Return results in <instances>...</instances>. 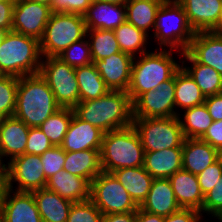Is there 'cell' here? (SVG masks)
<instances>
[{
    "mask_svg": "<svg viewBox=\"0 0 222 222\" xmlns=\"http://www.w3.org/2000/svg\"><path fill=\"white\" fill-rule=\"evenodd\" d=\"M143 167L154 179H168L182 169V148L145 152Z\"/></svg>",
    "mask_w": 222,
    "mask_h": 222,
    "instance_id": "d4e9b609",
    "label": "cell"
},
{
    "mask_svg": "<svg viewBox=\"0 0 222 222\" xmlns=\"http://www.w3.org/2000/svg\"><path fill=\"white\" fill-rule=\"evenodd\" d=\"M60 108L40 73L19 77L13 116L37 128Z\"/></svg>",
    "mask_w": 222,
    "mask_h": 222,
    "instance_id": "7a4b0ae2",
    "label": "cell"
},
{
    "mask_svg": "<svg viewBox=\"0 0 222 222\" xmlns=\"http://www.w3.org/2000/svg\"><path fill=\"white\" fill-rule=\"evenodd\" d=\"M104 132L89 122L79 119L73 112L72 120L61 145L65 152L87 149L101 150Z\"/></svg>",
    "mask_w": 222,
    "mask_h": 222,
    "instance_id": "2e32d148",
    "label": "cell"
},
{
    "mask_svg": "<svg viewBox=\"0 0 222 222\" xmlns=\"http://www.w3.org/2000/svg\"><path fill=\"white\" fill-rule=\"evenodd\" d=\"M73 112L104 133L133 125V105L125 91L110 90L97 99L79 102Z\"/></svg>",
    "mask_w": 222,
    "mask_h": 222,
    "instance_id": "6da1fadb",
    "label": "cell"
},
{
    "mask_svg": "<svg viewBox=\"0 0 222 222\" xmlns=\"http://www.w3.org/2000/svg\"><path fill=\"white\" fill-rule=\"evenodd\" d=\"M104 215L90 200L74 202L66 222H103Z\"/></svg>",
    "mask_w": 222,
    "mask_h": 222,
    "instance_id": "f35d334b",
    "label": "cell"
},
{
    "mask_svg": "<svg viewBox=\"0 0 222 222\" xmlns=\"http://www.w3.org/2000/svg\"><path fill=\"white\" fill-rule=\"evenodd\" d=\"M93 0H51L52 13H72L84 15Z\"/></svg>",
    "mask_w": 222,
    "mask_h": 222,
    "instance_id": "7bdbcfd3",
    "label": "cell"
},
{
    "mask_svg": "<svg viewBox=\"0 0 222 222\" xmlns=\"http://www.w3.org/2000/svg\"><path fill=\"white\" fill-rule=\"evenodd\" d=\"M7 164L8 188L13 189L12 182H17L15 191L20 192H33L46 187L47 179L40 155H19Z\"/></svg>",
    "mask_w": 222,
    "mask_h": 222,
    "instance_id": "7c38bea8",
    "label": "cell"
},
{
    "mask_svg": "<svg viewBox=\"0 0 222 222\" xmlns=\"http://www.w3.org/2000/svg\"><path fill=\"white\" fill-rule=\"evenodd\" d=\"M165 0H128L125 3L126 21L148 34L154 29L157 12Z\"/></svg>",
    "mask_w": 222,
    "mask_h": 222,
    "instance_id": "f546056e",
    "label": "cell"
},
{
    "mask_svg": "<svg viewBox=\"0 0 222 222\" xmlns=\"http://www.w3.org/2000/svg\"><path fill=\"white\" fill-rule=\"evenodd\" d=\"M90 200L103 215L137 211L139 208L116 177L104 171L91 182Z\"/></svg>",
    "mask_w": 222,
    "mask_h": 222,
    "instance_id": "30bf717a",
    "label": "cell"
},
{
    "mask_svg": "<svg viewBox=\"0 0 222 222\" xmlns=\"http://www.w3.org/2000/svg\"><path fill=\"white\" fill-rule=\"evenodd\" d=\"M137 211L104 215L103 222H136Z\"/></svg>",
    "mask_w": 222,
    "mask_h": 222,
    "instance_id": "681fc988",
    "label": "cell"
},
{
    "mask_svg": "<svg viewBox=\"0 0 222 222\" xmlns=\"http://www.w3.org/2000/svg\"><path fill=\"white\" fill-rule=\"evenodd\" d=\"M18 80L19 77L11 75L0 80V118L14 115Z\"/></svg>",
    "mask_w": 222,
    "mask_h": 222,
    "instance_id": "8d00e7d4",
    "label": "cell"
},
{
    "mask_svg": "<svg viewBox=\"0 0 222 222\" xmlns=\"http://www.w3.org/2000/svg\"><path fill=\"white\" fill-rule=\"evenodd\" d=\"M29 128L15 116L0 118V162L3 157H14L25 154Z\"/></svg>",
    "mask_w": 222,
    "mask_h": 222,
    "instance_id": "e0dca14e",
    "label": "cell"
},
{
    "mask_svg": "<svg viewBox=\"0 0 222 222\" xmlns=\"http://www.w3.org/2000/svg\"><path fill=\"white\" fill-rule=\"evenodd\" d=\"M160 49V51H159ZM155 52L144 53L140 59L134 57L130 83L127 90L132 103L143 93L154 90L172 78L181 68L172 57V49L159 48ZM137 60V61H136Z\"/></svg>",
    "mask_w": 222,
    "mask_h": 222,
    "instance_id": "3957f363",
    "label": "cell"
},
{
    "mask_svg": "<svg viewBox=\"0 0 222 222\" xmlns=\"http://www.w3.org/2000/svg\"><path fill=\"white\" fill-rule=\"evenodd\" d=\"M212 147L219 150L222 148V120L213 121L212 125L206 130L200 138Z\"/></svg>",
    "mask_w": 222,
    "mask_h": 222,
    "instance_id": "bcb514c9",
    "label": "cell"
},
{
    "mask_svg": "<svg viewBox=\"0 0 222 222\" xmlns=\"http://www.w3.org/2000/svg\"><path fill=\"white\" fill-rule=\"evenodd\" d=\"M14 5L15 0L0 2V28L5 31H12Z\"/></svg>",
    "mask_w": 222,
    "mask_h": 222,
    "instance_id": "7dc6e473",
    "label": "cell"
},
{
    "mask_svg": "<svg viewBox=\"0 0 222 222\" xmlns=\"http://www.w3.org/2000/svg\"><path fill=\"white\" fill-rule=\"evenodd\" d=\"M186 52L197 62L222 75V33L196 32Z\"/></svg>",
    "mask_w": 222,
    "mask_h": 222,
    "instance_id": "9a60e30c",
    "label": "cell"
},
{
    "mask_svg": "<svg viewBox=\"0 0 222 222\" xmlns=\"http://www.w3.org/2000/svg\"><path fill=\"white\" fill-rule=\"evenodd\" d=\"M133 60V56L118 52L103 60L94 61L93 64L111 91L127 92Z\"/></svg>",
    "mask_w": 222,
    "mask_h": 222,
    "instance_id": "5bb4252c",
    "label": "cell"
},
{
    "mask_svg": "<svg viewBox=\"0 0 222 222\" xmlns=\"http://www.w3.org/2000/svg\"><path fill=\"white\" fill-rule=\"evenodd\" d=\"M53 147L49 138L37 127H30L25 154L42 155Z\"/></svg>",
    "mask_w": 222,
    "mask_h": 222,
    "instance_id": "60d3db41",
    "label": "cell"
},
{
    "mask_svg": "<svg viewBox=\"0 0 222 222\" xmlns=\"http://www.w3.org/2000/svg\"><path fill=\"white\" fill-rule=\"evenodd\" d=\"M222 176V164L219 160L209 165L204 171L197 175L201 192L206 195L217 185Z\"/></svg>",
    "mask_w": 222,
    "mask_h": 222,
    "instance_id": "ee69618b",
    "label": "cell"
},
{
    "mask_svg": "<svg viewBox=\"0 0 222 222\" xmlns=\"http://www.w3.org/2000/svg\"><path fill=\"white\" fill-rule=\"evenodd\" d=\"M217 219L222 222V214Z\"/></svg>",
    "mask_w": 222,
    "mask_h": 222,
    "instance_id": "94428289",
    "label": "cell"
},
{
    "mask_svg": "<svg viewBox=\"0 0 222 222\" xmlns=\"http://www.w3.org/2000/svg\"><path fill=\"white\" fill-rule=\"evenodd\" d=\"M58 57L73 68L93 63L89 40L87 41L86 37L72 43Z\"/></svg>",
    "mask_w": 222,
    "mask_h": 222,
    "instance_id": "74e56055",
    "label": "cell"
},
{
    "mask_svg": "<svg viewBox=\"0 0 222 222\" xmlns=\"http://www.w3.org/2000/svg\"><path fill=\"white\" fill-rule=\"evenodd\" d=\"M218 160L220 161V163L222 164V148H220L218 150Z\"/></svg>",
    "mask_w": 222,
    "mask_h": 222,
    "instance_id": "6f0895ef",
    "label": "cell"
},
{
    "mask_svg": "<svg viewBox=\"0 0 222 222\" xmlns=\"http://www.w3.org/2000/svg\"><path fill=\"white\" fill-rule=\"evenodd\" d=\"M46 58V59H44ZM39 69L61 108H74L80 102L75 68L59 57H43Z\"/></svg>",
    "mask_w": 222,
    "mask_h": 222,
    "instance_id": "9c48e42d",
    "label": "cell"
},
{
    "mask_svg": "<svg viewBox=\"0 0 222 222\" xmlns=\"http://www.w3.org/2000/svg\"><path fill=\"white\" fill-rule=\"evenodd\" d=\"M42 222H66L73 202L60 197L56 192L42 188L33 191Z\"/></svg>",
    "mask_w": 222,
    "mask_h": 222,
    "instance_id": "484cf974",
    "label": "cell"
},
{
    "mask_svg": "<svg viewBox=\"0 0 222 222\" xmlns=\"http://www.w3.org/2000/svg\"><path fill=\"white\" fill-rule=\"evenodd\" d=\"M83 16L87 30H115L126 21V8L124 4L93 0Z\"/></svg>",
    "mask_w": 222,
    "mask_h": 222,
    "instance_id": "ffe728a7",
    "label": "cell"
},
{
    "mask_svg": "<svg viewBox=\"0 0 222 222\" xmlns=\"http://www.w3.org/2000/svg\"><path fill=\"white\" fill-rule=\"evenodd\" d=\"M133 118L178 116L175 108V75L154 90L141 94L133 103Z\"/></svg>",
    "mask_w": 222,
    "mask_h": 222,
    "instance_id": "8fae6325",
    "label": "cell"
},
{
    "mask_svg": "<svg viewBox=\"0 0 222 222\" xmlns=\"http://www.w3.org/2000/svg\"><path fill=\"white\" fill-rule=\"evenodd\" d=\"M149 213L168 216L178 211V205L169 179H153L146 199L139 206Z\"/></svg>",
    "mask_w": 222,
    "mask_h": 222,
    "instance_id": "603a6c76",
    "label": "cell"
},
{
    "mask_svg": "<svg viewBox=\"0 0 222 222\" xmlns=\"http://www.w3.org/2000/svg\"><path fill=\"white\" fill-rule=\"evenodd\" d=\"M41 60L39 40L14 31L5 33L0 43V69L5 75L39 73Z\"/></svg>",
    "mask_w": 222,
    "mask_h": 222,
    "instance_id": "5b68a950",
    "label": "cell"
},
{
    "mask_svg": "<svg viewBox=\"0 0 222 222\" xmlns=\"http://www.w3.org/2000/svg\"><path fill=\"white\" fill-rule=\"evenodd\" d=\"M72 117V108H60L38 128L49 138L53 146H61Z\"/></svg>",
    "mask_w": 222,
    "mask_h": 222,
    "instance_id": "d590c367",
    "label": "cell"
},
{
    "mask_svg": "<svg viewBox=\"0 0 222 222\" xmlns=\"http://www.w3.org/2000/svg\"><path fill=\"white\" fill-rule=\"evenodd\" d=\"M8 190V171L7 164L0 162V203L5 197V194Z\"/></svg>",
    "mask_w": 222,
    "mask_h": 222,
    "instance_id": "f907efd6",
    "label": "cell"
},
{
    "mask_svg": "<svg viewBox=\"0 0 222 222\" xmlns=\"http://www.w3.org/2000/svg\"><path fill=\"white\" fill-rule=\"evenodd\" d=\"M65 157L66 152L61 146H53L40 156L46 179H49L52 175L63 170Z\"/></svg>",
    "mask_w": 222,
    "mask_h": 222,
    "instance_id": "ab89813d",
    "label": "cell"
},
{
    "mask_svg": "<svg viewBox=\"0 0 222 222\" xmlns=\"http://www.w3.org/2000/svg\"><path fill=\"white\" fill-rule=\"evenodd\" d=\"M182 57L191 62V67L184 66L182 61L181 67L196 82L205 97L222 93V75L210 66L197 63L187 52H183Z\"/></svg>",
    "mask_w": 222,
    "mask_h": 222,
    "instance_id": "f1b7e54d",
    "label": "cell"
},
{
    "mask_svg": "<svg viewBox=\"0 0 222 222\" xmlns=\"http://www.w3.org/2000/svg\"><path fill=\"white\" fill-rule=\"evenodd\" d=\"M195 32L212 31L219 22L222 0H177Z\"/></svg>",
    "mask_w": 222,
    "mask_h": 222,
    "instance_id": "ac0fdd59",
    "label": "cell"
},
{
    "mask_svg": "<svg viewBox=\"0 0 222 222\" xmlns=\"http://www.w3.org/2000/svg\"><path fill=\"white\" fill-rule=\"evenodd\" d=\"M154 37L158 45L186 52L196 32L191 27L183 6L177 0H165L156 15ZM157 39V40H156ZM180 47V48H179Z\"/></svg>",
    "mask_w": 222,
    "mask_h": 222,
    "instance_id": "8992f818",
    "label": "cell"
},
{
    "mask_svg": "<svg viewBox=\"0 0 222 222\" xmlns=\"http://www.w3.org/2000/svg\"><path fill=\"white\" fill-rule=\"evenodd\" d=\"M114 31L115 37L119 44L121 52L127 53L133 57H137V53L142 55L146 53L148 34L136 28L131 23L125 21Z\"/></svg>",
    "mask_w": 222,
    "mask_h": 222,
    "instance_id": "836d02e7",
    "label": "cell"
},
{
    "mask_svg": "<svg viewBox=\"0 0 222 222\" xmlns=\"http://www.w3.org/2000/svg\"><path fill=\"white\" fill-rule=\"evenodd\" d=\"M200 212L211 214L218 218L222 214V176L217 185L204 195V202Z\"/></svg>",
    "mask_w": 222,
    "mask_h": 222,
    "instance_id": "b9f144b4",
    "label": "cell"
},
{
    "mask_svg": "<svg viewBox=\"0 0 222 222\" xmlns=\"http://www.w3.org/2000/svg\"><path fill=\"white\" fill-rule=\"evenodd\" d=\"M144 154L140 135L133 125L103 135L100 156L104 172L143 166Z\"/></svg>",
    "mask_w": 222,
    "mask_h": 222,
    "instance_id": "277c9868",
    "label": "cell"
},
{
    "mask_svg": "<svg viewBox=\"0 0 222 222\" xmlns=\"http://www.w3.org/2000/svg\"><path fill=\"white\" fill-rule=\"evenodd\" d=\"M75 72L79 85L80 102L97 99L110 91L93 63L77 67Z\"/></svg>",
    "mask_w": 222,
    "mask_h": 222,
    "instance_id": "4dcf8cb0",
    "label": "cell"
},
{
    "mask_svg": "<svg viewBox=\"0 0 222 222\" xmlns=\"http://www.w3.org/2000/svg\"><path fill=\"white\" fill-rule=\"evenodd\" d=\"M218 160V150L199 138H185L182 145V168L200 174Z\"/></svg>",
    "mask_w": 222,
    "mask_h": 222,
    "instance_id": "44dd1931",
    "label": "cell"
},
{
    "mask_svg": "<svg viewBox=\"0 0 222 222\" xmlns=\"http://www.w3.org/2000/svg\"><path fill=\"white\" fill-rule=\"evenodd\" d=\"M196 82L181 67L175 74V108L187 109L205 102Z\"/></svg>",
    "mask_w": 222,
    "mask_h": 222,
    "instance_id": "1f68e13d",
    "label": "cell"
},
{
    "mask_svg": "<svg viewBox=\"0 0 222 222\" xmlns=\"http://www.w3.org/2000/svg\"><path fill=\"white\" fill-rule=\"evenodd\" d=\"M168 179L172 185L175 199L181 208L201 211L204 195L201 192L197 175L182 168Z\"/></svg>",
    "mask_w": 222,
    "mask_h": 222,
    "instance_id": "7402d4cb",
    "label": "cell"
},
{
    "mask_svg": "<svg viewBox=\"0 0 222 222\" xmlns=\"http://www.w3.org/2000/svg\"><path fill=\"white\" fill-rule=\"evenodd\" d=\"M204 104L213 121L222 120V93L207 96Z\"/></svg>",
    "mask_w": 222,
    "mask_h": 222,
    "instance_id": "c3c4849f",
    "label": "cell"
},
{
    "mask_svg": "<svg viewBox=\"0 0 222 222\" xmlns=\"http://www.w3.org/2000/svg\"><path fill=\"white\" fill-rule=\"evenodd\" d=\"M29 1L38 2V3L49 5V6H50V2H51V0H29Z\"/></svg>",
    "mask_w": 222,
    "mask_h": 222,
    "instance_id": "9f6ffc18",
    "label": "cell"
},
{
    "mask_svg": "<svg viewBox=\"0 0 222 222\" xmlns=\"http://www.w3.org/2000/svg\"><path fill=\"white\" fill-rule=\"evenodd\" d=\"M84 16L72 13H52L39 41L42 57H58L72 43L86 37Z\"/></svg>",
    "mask_w": 222,
    "mask_h": 222,
    "instance_id": "52a82bcc",
    "label": "cell"
},
{
    "mask_svg": "<svg viewBox=\"0 0 222 222\" xmlns=\"http://www.w3.org/2000/svg\"><path fill=\"white\" fill-rule=\"evenodd\" d=\"M202 213L195 209L180 208L171 215L165 216L164 222H200Z\"/></svg>",
    "mask_w": 222,
    "mask_h": 222,
    "instance_id": "f6af8a7d",
    "label": "cell"
},
{
    "mask_svg": "<svg viewBox=\"0 0 222 222\" xmlns=\"http://www.w3.org/2000/svg\"><path fill=\"white\" fill-rule=\"evenodd\" d=\"M100 2H108V3H114V4H124L128 1V0H97Z\"/></svg>",
    "mask_w": 222,
    "mask_h": 222,
    "instance_id": "db71d44e",
    "label": "cell"
},
{
    "mask_svg": "<svg viewBox=\"0 0 222 222\" xmlns=\"http://www.w3.org/2000/svg\"><path fill=\"white\" fill-rule=\"evenodd\" d=\"M5 76V73L0 69V80L3 79Z\"/></svg>",
    "mask_w": 222,
    "mask_h": 222,
    "instance_id": "91938a15",
    "label": "cell"
},
{
    "mask_svg": "<svg viewBox=\"0 0 222 222\" xmlns=\"http://www.w3.org/2000/svg\"><path fill=\"white\" fill-rule=\"evenodd\" d=\"M52 12L49 5L15 0L12 31L41 40Z\"/></svg>",
    "mask_w": 222,
    "mask_h": 222,
    "instance_id": "4fadbf2b",
    "label": "cell"
},
{
    "mask_svg": "<svg viewBox=\"0 0 222 222\" xmlns=\"http://www.w3.org/2000/svg\"><path fill=\"white\" fill-rule=\"evenodd\" d=\"M46 188L73 203L90 199L91 183L64 170L47 179Z\"/></svg>",
    "mask_w": 222,
    "mask_h": 222,
    "instance_id": "cb8c5ba5",
    "label": "cell"
},
{
    "mask_svg": "<svg viewBox=\"0 0 222 222\" xmlns=\"http://www.w3.org/2000/svg\"><path fill=\"white\" fill-rule=\"evenodd\" d=\"M13 192L12 189L8 188L1 202L5 214V222H42L33 193Z\"/></svg>",
    "mask_w": 222,
    "mask_h": 222,
    "instance_id": "d6986e66",
    "label": "cell"
},
{
    "mask_svg": "<svg viewBox=\"0 0 222 222\" xmlns=\"http://www.w3.org/2000/svg\"><path fill=\"white\" fill-rule=\"evenodd\" d=\"M165 217L153 213L146 212L138 208L136 222H164Z\"/></svg>",
    "mask_w": 222,
    "mask_h": 222,
    "instance_id": "816d5d0a",
    "label": "cell"
},
{
    "mask_svg": "<svg viewBox=\"0 0 222 222\" xmlns=\"http://www.w3.org/2000/svg\"><path fill=\"white\" fill-rule=\"evenodd\" d=\"M184 119L178 114V119L185 138H201L212 125L213 120L205 104H200L184 110Z\"/></svg>",
    "mask_w": 222,
    "mask_h": 222,
    "instance_id": "d6a6232c",
    "label": "cell"
},
{
    "mask_svg": "<svg viewBox=\"0 0 222 222\" xmlns=\"http://www.w3.org/2000/svg\"><path fill=\"white\" fill-rule=\"evenodd\" d=\"M63 170L87 179L91 183L103 171L100 150L66 152Z\"/></svg>",
    "mask_w": 222,
    "mask_h": 222,
    "instance_id": "4316f807",
    "label": "cell"
},
{
    "mask_svg": "<svg viewBox=\"0 0 222 222\" xmlns=\"http://www.w3.org/2000/svg\"><path fill=\"white\" fill-rule=\"evenodd\" d=\"M6 32H7V31H5V30H3V29L0 28V43H1V41H2V39H3V37H4V35H5Z\"/></svg>",
    "mask_w": 222,
    "mask_h": 222,
    "instance_id": "680465c9",
    "label": "cell"
},
{
    "mask_svg": "<svg viewBox=\"0 0 222 222\" xmlns=\"http://www.w3.org/2000/svg\"><path fill=\"white\" fill-rule=\"evenodd\" d=\"M0 222H5V214L1 203H0Z\"/></svg>",
    "mask_w": 222,
    "mask_h": 222,
    "instance_id": "11a10c76",
    "label": "cell"
},
{
    "mask_svg": "<svg viewBox=\"0 0 222 222\" xmlns=\"http://www.w3.org/2000/svg\"><path fill=\"white\" fill-rule=\"evenodd\" d=\"M212 31L216 33H222V11L220 14L218 25Z\"/></svg>",
    "mask_w": 222,
    "mask_h": 222,
    "instance_id": "f5cc1de1",
    "label": "cell"
},
{
    "mask_svg": "<svg viewBox=\"0 0 222 222\" xmlns=\"http://www.w3.org/2000/svg\"><path fill=\"white\" fill-rule=\"evenodd\" d=\"M87 33L93 62L121 52L113 30L92 29Z\"/></svg>",
    "mask_w": 222,
    "mask_h": 222,
    "instance_id": "e575fe53",
    "label": "cell"
},
{
    "mask_svg": "<svg viewBox=\"0 0 222 222\" xmlns=\"http://www.w3.org/2000/svg\"><path fill=\"white\" fill-rule=\"evenodd\" d=\"M111 173L129 193L134 202L140 206L146 199L154 178L143 166L122 168Z\"/></svg>",
    "mask_w": 222,
    "mask_h": 222,
    "instance_id": "83f0119b",
    "label": "cell"
},
{
    "mask_svg": "<svg viewBox=\"0 0 222 222\" xmlns=\"http://www.w3.org/2000/svg\"><path fill=\"white\" fill-rule=\"evenodd\" d=\"M145 152L182 148L185 140L178 116L133 118Z\"/></svg>",
    "mask_w": 222,
    "mask_h": 222,
    "instance_id": "ba28073f",
    "label": "cell"
}]
</instances>
